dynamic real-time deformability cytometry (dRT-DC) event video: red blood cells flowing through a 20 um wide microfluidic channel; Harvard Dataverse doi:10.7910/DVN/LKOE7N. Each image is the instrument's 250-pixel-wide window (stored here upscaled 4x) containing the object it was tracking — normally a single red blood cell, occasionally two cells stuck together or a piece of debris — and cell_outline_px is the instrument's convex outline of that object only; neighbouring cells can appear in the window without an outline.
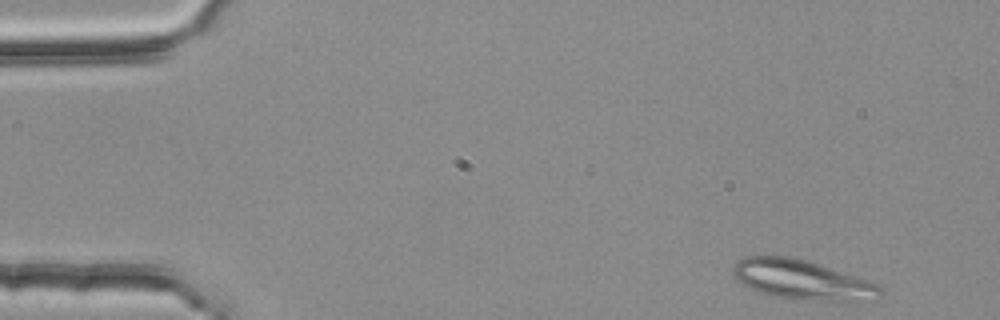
{"species": "common noctule bat (a hibernating species)", "species_latin": "Nyctalus noctula", "temperature_condition": "room temperature", "stored_images_in_passage": 48, "segment_of_instrument_passage": [1, 2], "camera_frame_rate_fps": 3000, "um_per_image_px": 0.085, "animal": {"sex": "female", "body_mass_g": 25.1}, "frame": {"image": 1, "passage_image": 1, "time_ms": 0.0, "image_size_px": [1000, 320], "cell_outline_px": [[884, 296], [876, 300], [836, 304], [772, 296], [760, 292], [744, 284], [732, 276], [732, 264], [736, 260], [744, 256], [788, 256], [804, 260], [868, 280], [884, 288]], "centroid_in_image_um": [68.26, 23.84], "position_along_channel_um": 16.7, "area_um2": 34.91}}